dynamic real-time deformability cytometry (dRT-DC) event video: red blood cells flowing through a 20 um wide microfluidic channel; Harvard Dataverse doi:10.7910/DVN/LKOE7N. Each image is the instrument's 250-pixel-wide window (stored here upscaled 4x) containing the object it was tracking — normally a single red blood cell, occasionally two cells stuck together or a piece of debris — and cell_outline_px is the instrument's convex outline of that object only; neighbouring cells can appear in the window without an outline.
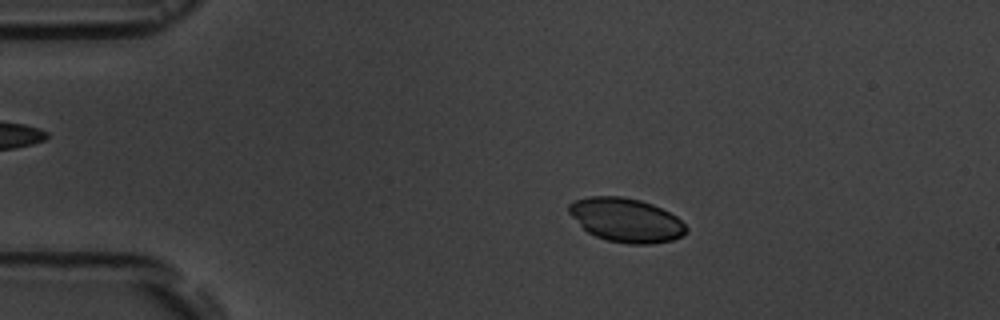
{"species": "common noctule bat (a hibernating species)", "species_latin": "Nyctalus noctula", "temperature_condition": "room temperature", "stored_images_in_passage": 5, "camera_frame_rate_fps": 3000, "um_per_image_px": 0.085, "animal": {"sex": "male", "body_mass_g": 19.5, "forearm_length_mm": 54.6}, "frame": {"image": 1, "passage_image": 3, "time_ms": 2.333, "image_size_px": [1000, 320], "cell_outline_px": [[688, 232], [672, 240], [652, 244], [628, 244], [608, 240], [596, 236], [588, 232], [568, 212], [568, 204], [572, 200], [588, 196], [624, 196], [640, 200], [652, 204], [676, 216], [688, 228]], "centroid_in_image_um": [53.21, 18.69], "position_along_channel_um": 31.8, "area_um2": 30.0}}